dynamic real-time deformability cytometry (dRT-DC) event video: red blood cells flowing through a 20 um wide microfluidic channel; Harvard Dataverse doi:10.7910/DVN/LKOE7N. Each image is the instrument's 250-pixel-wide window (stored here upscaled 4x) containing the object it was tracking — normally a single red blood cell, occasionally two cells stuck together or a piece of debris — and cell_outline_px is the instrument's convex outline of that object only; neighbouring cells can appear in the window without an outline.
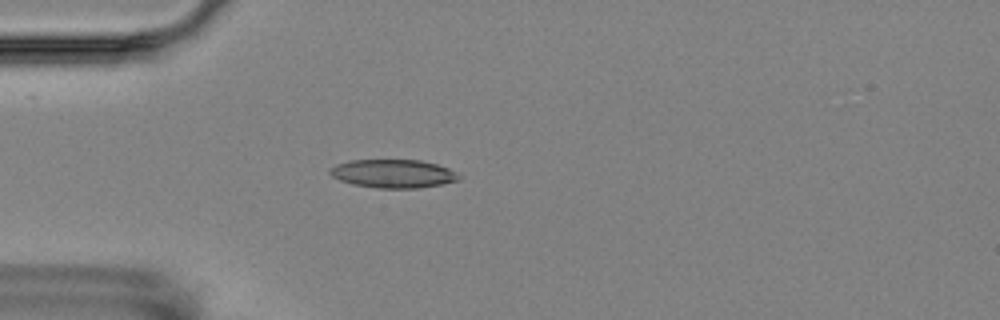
{"species": "Egyptian fruit bat (a non-hibernating species)", "species_latin": "Rousettus aegyptiacus", "temperature_condition": "room temperature", "stored_images_in_passage": 2, "camera_frame_rate_fps": 3000, "um_per_image_px": 0.085, "animal": {"sex": "female"}, "frame": {"image": 1, "passage_image": 1, "time_ms": 0.0, "image_size_px": [1000, 320], "cell_outline_px": [[464, 176], [460, 180], [420, 188], [380, 188], [352, 184], [340, 180], [332, 176], [328, 172], [336, 164], [348, 160], [420, 160], [436, 164], [448, 168]], "centroid_in_image_um": [33.45, 14.76], "position_along_channel_um": 51.6, "area_um2": 21.39}}